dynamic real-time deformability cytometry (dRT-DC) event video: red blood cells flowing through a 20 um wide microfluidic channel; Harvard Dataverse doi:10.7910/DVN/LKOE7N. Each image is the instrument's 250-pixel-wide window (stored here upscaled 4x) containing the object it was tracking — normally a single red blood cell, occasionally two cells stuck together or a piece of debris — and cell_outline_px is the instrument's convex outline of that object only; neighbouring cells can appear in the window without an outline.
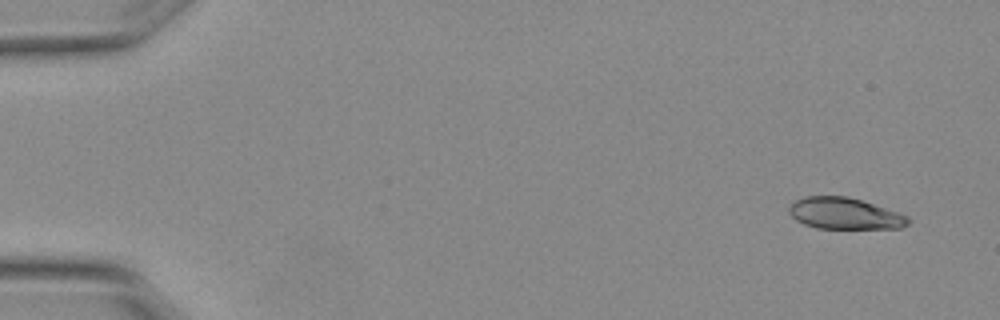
{"species": "Egyptian fruit bat (a non-hibernating species)", "species_latin": "Rousettus aegyptiacus", "temperature_condition": "warm", "stored_images_in_passage": 5, "camera_frame_rate_fps": 3000, "um_per_image_px": 0.085, "animal": {"sex": "female"}, "frame": {"image": 1, "passage_image": 1, "time_ms": 0.0, "image_size_px": [1000, 320], "cell_outline_px": [[912, 220], [908, 224], [900, 228], [816, 228], [804, 224], [796, 220], [788, 212], [788, 208], [796, 200], [804, 196], [848, 196], [908, 216]], "centroid_in_image_um": [71.77, 18.15], "position_along_channel_um": 13.2, "area_um2": 21.62}}
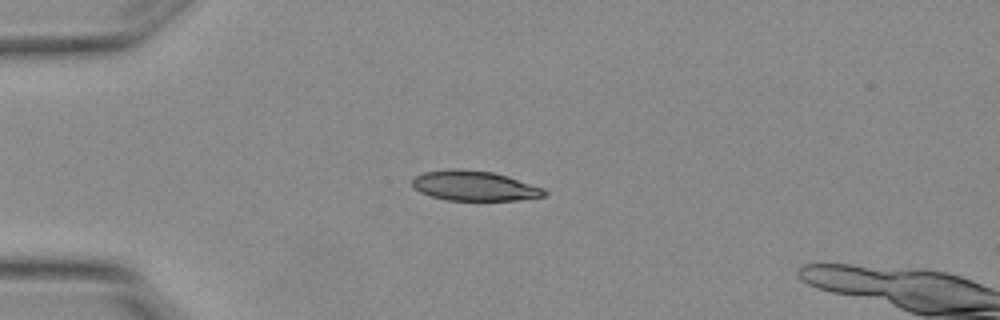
{"frame": {"image": 2, "passage_image": 4, "time_ms": 1.0, "image_size_px": [1000, 320], "cell_outline_px": [[548, 192], [544, 196], [516, 200], [448, 200], [432, 196], [420, 192], [412, 184], [412, 180], [416, 176], [424, 172], [452, 168], [464, 168], [492, 172], [508, 176], [544, 188]], "centroid_in_image_um": [40.33, 15.78], "position_along_channel_um": 44.7, "area_um2": 23.0}}